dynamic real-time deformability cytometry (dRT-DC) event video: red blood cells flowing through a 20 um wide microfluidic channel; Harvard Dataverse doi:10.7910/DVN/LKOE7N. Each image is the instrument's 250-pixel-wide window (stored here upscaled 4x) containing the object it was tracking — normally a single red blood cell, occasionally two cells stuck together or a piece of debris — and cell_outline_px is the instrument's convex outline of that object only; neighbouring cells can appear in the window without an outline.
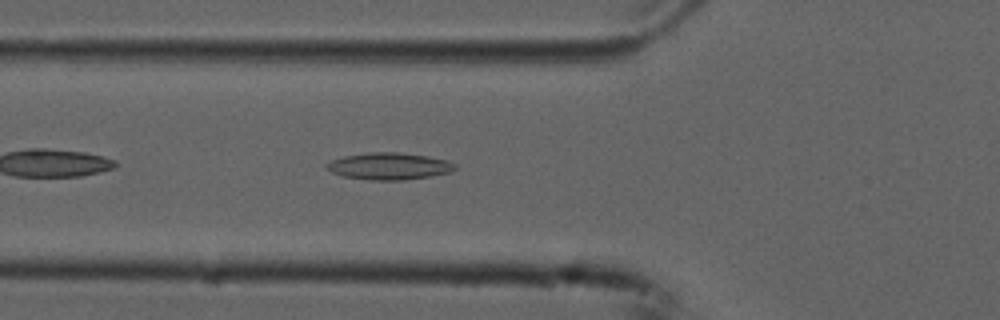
{"species": "common noctule bat (a hibernating species)", "species_latin": "Nyctalus noctula", "temperature_condition": "cold", "stored_images_in_passage": 36, "camera_frame_rate_fps": 3000, "um_per_image_px": 0.085, "animal": {"sex": "male", "forearm_length_mm": 52.5}, "frame": {"image": 1, "passage_image": 5, "time_ms": 1.333, "image_size_px": [1000, 320], "cell_outline_px": [[456, 168], [448, 172], [432, 176], [404, 180], [368, 180], [344, 176], [332, 172], [324, 168], [324, 164], [332, 160], [344, 156], [368, 152], [396, 152], [428, 156], [448, 160], [456, 164]], "centroid_in_image_um": [33.06, 14.12], "position_along_channel_um": 92.7, "area_um2": 20.23}}
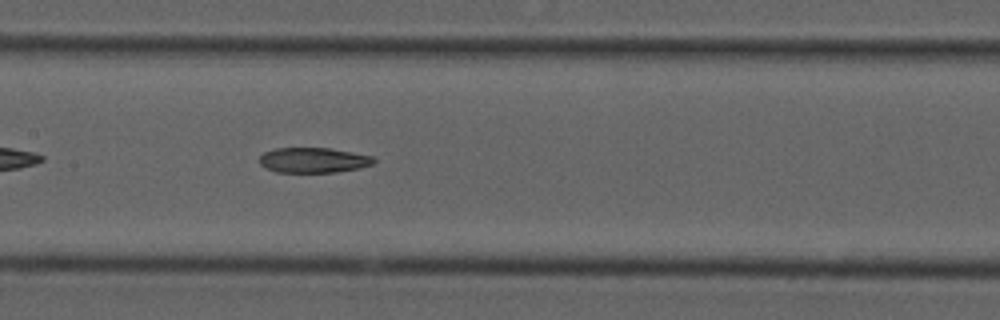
{"frame": {"image": 2, "passage_image": 12, "time_ms": 3.667, "image_size_px": [1000, 320], "cell_outline_px": [[376, 160], [372, 164], [360, 168], [336, 172], [276, 172], [264, 168], [260, 164], [260, 156], [264, 152], [276, 148], [332, 148], [372, 156]], "centroid_in_image_um": [26.63, 13.61], "position_along_channel_um": 180.8, "area_um2": 16.82}}
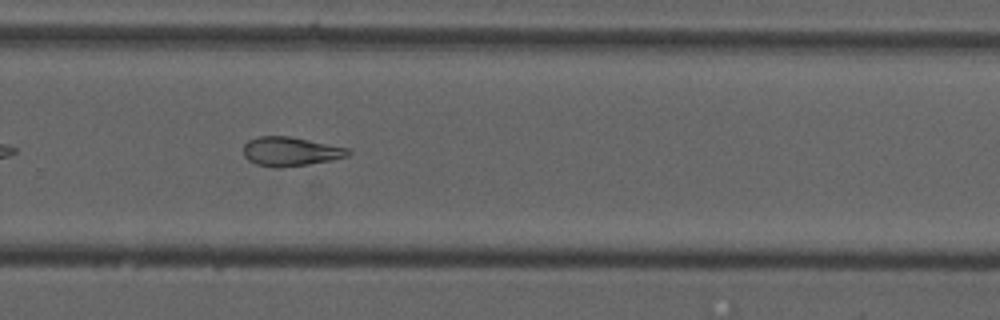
{"frame": {"image": 3, "passage_image": 22, "time_ms": 7.0, "image_size_px": [1000, 320], "cell_outline_px": [[352, 152], [348, 156], [332, 160], [308, 164], [280, 168], [276, 168], [256, 164], [248, 160], [244, 156], [244, 144], [248, 140], [256, 136], [288, 136], [348, 148]], "centroid_in_image_um": [24.67, 12.88], "position_along_channel_um": 305.1, "area_um2": 17.74}, "authors_computed_cell_mechanics": {"area_um2": 18.3226, "velocity_mm_per_s": 3.7515, "shape_relaxation_time_tau1_ms": null, "shape_relaxation_time_tau2_ms": 6.1654, "deformation_change_tau1": null, "deformation_change_tau2": 0.1531}}